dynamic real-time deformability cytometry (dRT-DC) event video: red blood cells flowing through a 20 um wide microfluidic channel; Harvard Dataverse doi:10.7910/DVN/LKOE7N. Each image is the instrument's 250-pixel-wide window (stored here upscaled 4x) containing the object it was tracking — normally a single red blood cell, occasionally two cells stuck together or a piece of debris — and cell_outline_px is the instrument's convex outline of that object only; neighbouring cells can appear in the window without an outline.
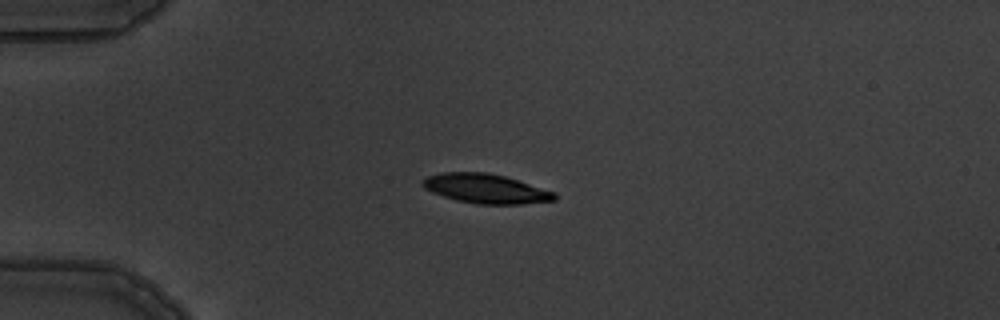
{"species": "common noctule bat (a hibernating species)", "species_latin": "Nyctalus noctula", "temperature_condition": "warm", "stored_images_in_passage": 4, "camera_frame_rate_fps": 3000, "um_per_image_px": 0.085, "animal": {"sex": "male", "body_mass_g": 19.5, "forearm_length_mm": 54.6}, "frame": {"image": 1, "passage_image": 3, "time_ms": 2.333, "image_size_px": [1000, 320], "cell_outline_px": [[556, 200], [524, 204], [476, 204], [456, 200], [432, 192], [424, 188], [424, 180], [428, 176], [440, 172], [488, 172], [504, 176], [556, 192]], "centroid_in_image_um": [41.32, 16.04], "position_along_channel_um": 43.7, "area_um2": 22.48}}